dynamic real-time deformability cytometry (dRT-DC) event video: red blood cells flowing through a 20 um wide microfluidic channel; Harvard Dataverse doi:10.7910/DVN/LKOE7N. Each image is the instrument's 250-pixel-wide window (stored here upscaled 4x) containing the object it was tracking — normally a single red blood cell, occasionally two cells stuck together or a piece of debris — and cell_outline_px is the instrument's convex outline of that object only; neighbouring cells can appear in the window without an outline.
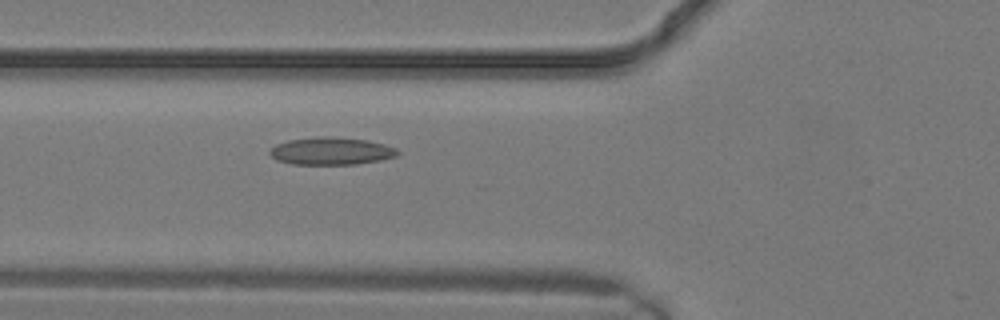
{"species": "common noctule bat (a hibernating species)", "species_latin": "Nyctalus noctula", "temperature_condition": "warm", "stored_images_in_passage": 4, "camera_frame_rate_fps": 3000, "um_per_image_px": 0.085, "animal": {"sex": "male", "body_mass_g": 19.2, "forearm_length_mm": 51.8}, "frame": {"image": 1, "passage_image": 4, "time_ms": 1.0, "image_size_px": [1000, 320], "cell_outline_px": [[400, 152], [396, 156], [380, 160], [356, 164], [292, 164], [276, 160], [268, 152], [276, 144], [288, 140], [320, 136], [328, 136], [364, 140], [384, 144], [396, 148]], "centroid_in_image_um": [28.13, 12.84], "position_along_channel_um": 97.7, "area_um2": 20.35}}